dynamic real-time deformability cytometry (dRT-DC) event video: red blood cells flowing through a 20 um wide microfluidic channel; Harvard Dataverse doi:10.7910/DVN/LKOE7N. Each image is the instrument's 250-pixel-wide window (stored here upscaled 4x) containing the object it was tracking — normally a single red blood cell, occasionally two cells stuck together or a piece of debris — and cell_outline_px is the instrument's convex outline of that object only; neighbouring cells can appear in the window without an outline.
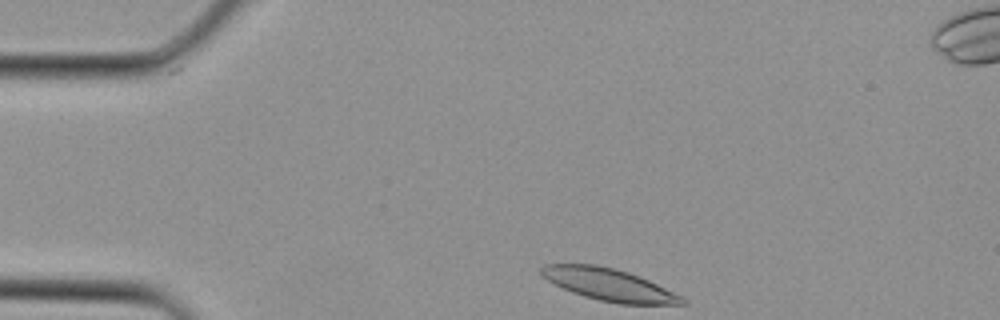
{"species": "Egyptian fruit bat (a non-hibernating species)", "species_latin": "Rousettus aegyptiacus", "temperature_condition": "cold", "stored_images_in_passage": 3, "camera_frame_rate_fps": 3000, "um_per_image_px": 0.085, "animal": {"sex": "female"}, "frame": {"image": 1, "passage_image": 1, "time_ms": 0.0, "image_size_px": [1000, 320], "cell_outline_px": [[688, 304], [620, 304], [600, 300], [584, 296], [572, 292], [548, 280], [540, 272], [540, 268], [544, 264], [596, 264], [628, 272], [640, 276], [684, 296], [688, 300]], "centroid_in_image_um": [51.83, 24.2], "position_along_channel_um": 33.2, "area_um2": 26.36}}